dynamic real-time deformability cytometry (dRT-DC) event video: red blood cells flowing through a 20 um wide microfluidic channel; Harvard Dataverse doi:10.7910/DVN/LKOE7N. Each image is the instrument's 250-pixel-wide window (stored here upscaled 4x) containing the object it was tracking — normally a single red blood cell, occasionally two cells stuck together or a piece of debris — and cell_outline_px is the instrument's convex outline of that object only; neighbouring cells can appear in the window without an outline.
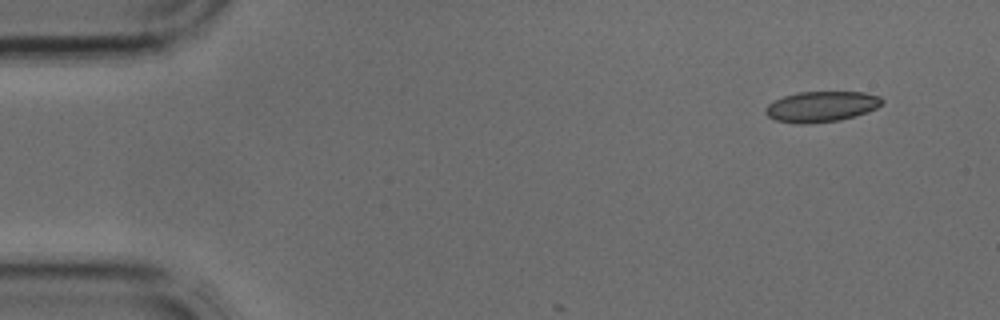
{"species": "common noctule bat (a hibernating species)", "species_latin": "Nyctalus noctula", "temperature_condition": "cold", "stored_images_in_passage": 3, "camera_frame_rate_fps": 3000, "um_per_image_px": 0.085, "animal": {"sex": "male", "body_mass_g": 17.9, "forearm_length_mm": 54.2}, "frame": {"image": 1, "passage_image": 1, "time_ms": 0.0, "image_size_px": [1000, 320], "cell_outline_px": [[884, 100], [876, 108], [868, 112], [840, 120], [808, 124], [796, 124], [776, 120], [768, 116], [764, 112], [764, 108], [768, 104], [784, 96], [796, 92], [864, 92], [880, 96]], "centroid_in_image_um": [69.8, 9.06], "position_along_channel_um": 15.2, "area_um2": 20.87}}
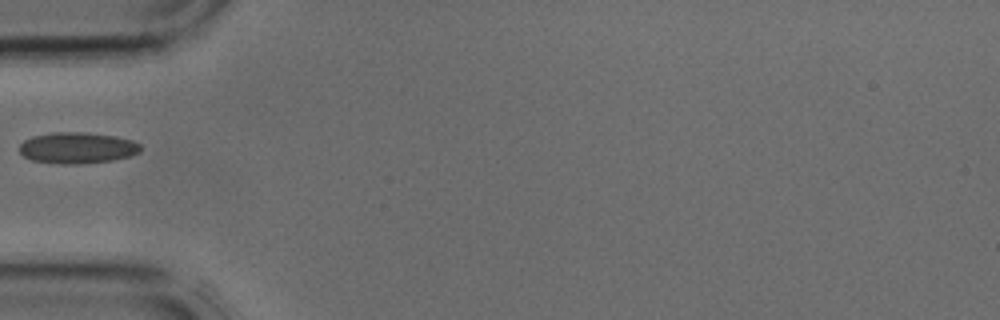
{"frame": {"image": 2, "passage_image": 3, "time_ms": 0.667, "image_size_px": [1000, 320], "cell_outline_px": [[140, 152], [132, 156], [112, 160], [80, 164], [60, 164], [32, 160], [24, 156], [20, 152], [20, 144], [24, 140], [32, 136], [56, 132], [84, 132], [116, 136], [132, 140], [140, 144]], "centroid_in_image_um": [6.59, 12.57], "position_along_channel_um": 78.4, "area_um2": 22.08}}